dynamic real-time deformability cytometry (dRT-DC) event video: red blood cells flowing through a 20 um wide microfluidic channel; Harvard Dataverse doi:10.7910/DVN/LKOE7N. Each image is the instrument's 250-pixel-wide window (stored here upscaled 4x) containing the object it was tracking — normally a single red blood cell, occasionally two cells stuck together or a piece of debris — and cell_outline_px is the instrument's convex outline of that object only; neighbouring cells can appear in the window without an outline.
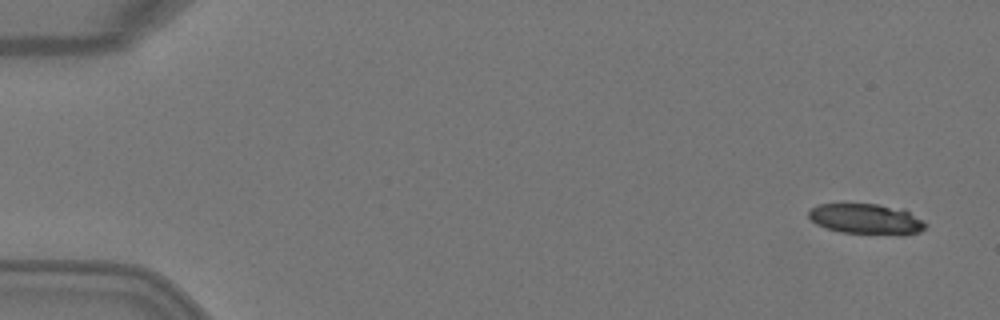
{"species": "Egyptian fruit bat (a non-hibernating species)", "species_latin": "Rousettus aegyptiacus", "temperature_condition": "warm", "stored_images_in_passage": 6, "camera_frame_rate_fps": 3000, "um_per_image_px": 0.085, "animal": {"sex": "female"}, "frame": {"image": 1, "passage_image": 1, "time_ms": 0.0, "image_size_px": [1000, 320], "cell_outline_px": [[928, 224], [920, 232], [904, 236], [900, 236], [840, 232], [824, 228], [816, 224], [808, 216], [808, 208], [820, 204], [876, 204], [904, 208]], "centroid_in_image_um": [73.66, 18.63], "position_along_channel_um": 11.3, "area_um2": 21.33}}
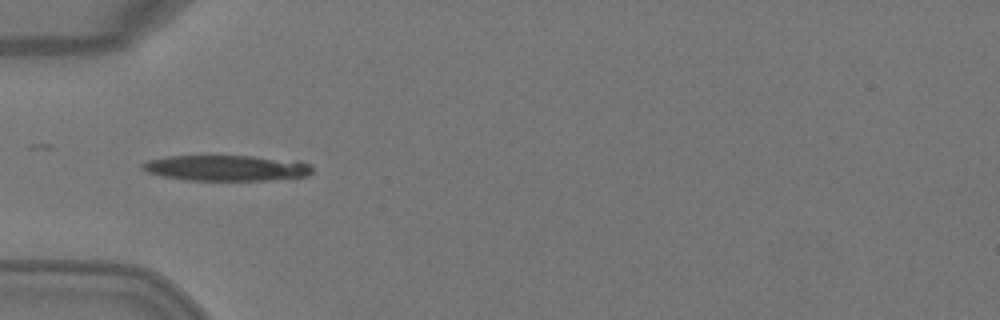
{"frame": {"image": 2, "passage_image": 5, "time_ms": 1.333, "image_size_px": [1000, 320], "cell_outline_px": [[312, 172], [308, 176], [268, 180], [184, 180], [160, 176], [148, 172], [140, 164], [148, 160], [168, 156], [252, 156], [300, 160], [308, 164], [312, 168]], "centroid_in_image_um": [19.27, 14.28], "position_along_channel_um": 65.7, "area_um2": 25.55}}